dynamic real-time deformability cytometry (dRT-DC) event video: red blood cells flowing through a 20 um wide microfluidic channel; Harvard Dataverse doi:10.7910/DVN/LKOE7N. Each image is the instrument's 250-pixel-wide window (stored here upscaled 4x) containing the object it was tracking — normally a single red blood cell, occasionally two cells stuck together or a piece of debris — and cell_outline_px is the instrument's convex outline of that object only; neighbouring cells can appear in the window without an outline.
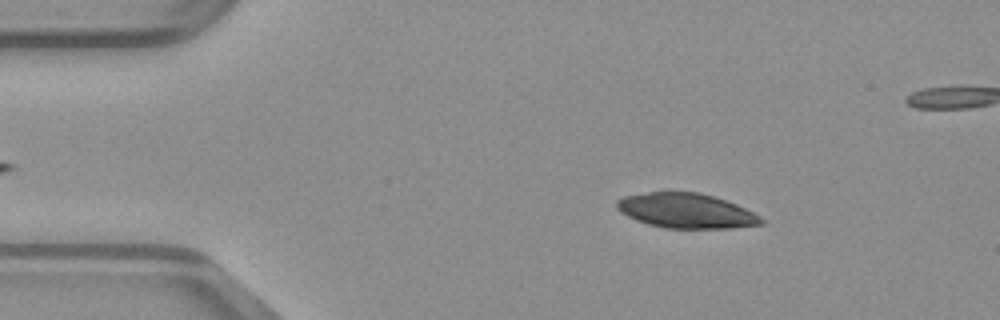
{"species": "common noctule bat (a hibernating species)", "species_latin": "Nyctalus noctula", "temperature_condition": "warm", "stored_images_in_passage": 49, "camera_frame_rate_fps": 3000, "um_per_image_px": 0.085, "animal": {"sex": "male", "body_mass_g": 23.1, "forearm_length_mm": 52.7}, "frame": {"image": 1, "passage_image": 7, "time_ms": 2.0, "image_size_px": [1000, 320], "cell_outline_px": [[764, 224], [732, 228], [664, 228], [648, 224], [636, 220], [620, 212], [616, 208], [616, 200], [624, 196], [664, 188], [668, 188], [700, 192], [736, 204], [760, 216], [764, 220]], "centroid_in_image_um": [58.26, 17.87], "position_along_channel_um": 26.7, "area_um2": 30.17}}